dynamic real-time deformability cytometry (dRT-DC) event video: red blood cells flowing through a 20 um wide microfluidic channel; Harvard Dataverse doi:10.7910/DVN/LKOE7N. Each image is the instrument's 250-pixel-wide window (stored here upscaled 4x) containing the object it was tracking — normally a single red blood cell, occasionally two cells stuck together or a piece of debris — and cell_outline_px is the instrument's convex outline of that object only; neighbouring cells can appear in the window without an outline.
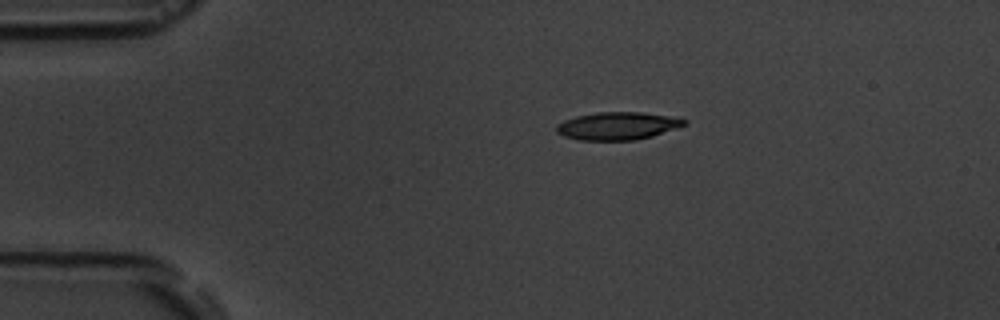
{"species": "common noctule bat (a hibernating species)", "species_latin": "Nyctalus noctula", "temperature_condition": "room temperature", "stored_images_in_passage": 4, "camera_frame_rate_fps": 3000, "um_per_image_px": 0.085, "animal": {"sex": "male", "body_mass_g": 19.5, "forearm_length_mm": 54.6}, "frame": {"image": 1, "passage_image": 2, "time_ms": 2.0, "image_size_px": [1000, 320], "cell_outline_px": [[688, 124], [652, 136], [632, 140], [580, 140], [564, 136], [556, 132], [556, 124], [564, 120], [576, 116], [596, 112], [640, 112], [680, 116], [688, 120]], "centroid_in_image_um": [52.55, 10.68], "position_along_channel_um": 32.5, "area_um2": 20.92}}